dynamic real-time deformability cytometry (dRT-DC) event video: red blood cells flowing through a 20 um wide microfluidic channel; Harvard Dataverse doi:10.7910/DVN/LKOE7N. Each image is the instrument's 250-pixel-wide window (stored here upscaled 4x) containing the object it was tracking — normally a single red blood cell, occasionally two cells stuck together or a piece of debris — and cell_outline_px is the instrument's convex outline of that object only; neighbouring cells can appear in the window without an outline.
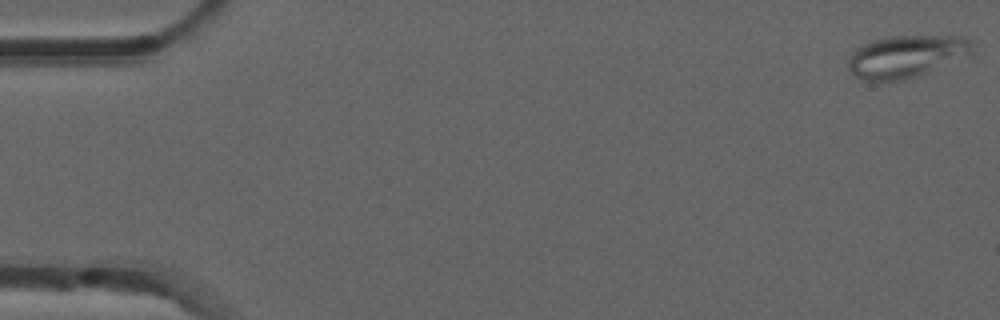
{"species": "common noctule bat (a hibernating species)", "species_latin": "Nyctalus noctula", "temperature_condition": "room temperature", "stored_images_in_passage": 46, "camera_frame_rate_fps": 3000, "um_per_image_px": 0.085, "animal": {"sex": "male", "forearm_length_mm": 52.5}, "frame": {"image": 1, "passage_image": 1, "time_ms": 0.0, "image_size_px": [1000, 320], "cell_outline_px": [[972, 56], [928, 72], [904, 80], [864, 80], [856, 76], [848, 68], [848, 60], [852, 52], [860, 44], [888, 36], [964, 36], [972, 40]], "centroid_in_image_um": [77.08, 4.78], "position_along_channel_um": 7.9, "area_um2": 30.87}}
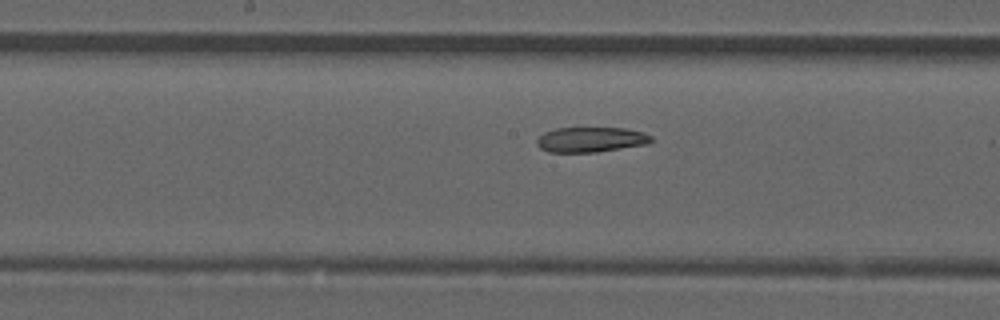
{"frame": {"image": 2, "passage_image": 27, "time_ms": 8.667, "image_size_px": [1000, 320], "cell_outline_px": [[652, 140], [648, 144], [596, 152], [548, 152], [540, 148], [536, 144], [536, 140], [544, 132], [556, 128], [624, 128], [644, 132], [652, 136]], "centroid_in_image_um": [50.22, 11.86], "position_along_channel_um": 198.0, "area_um2": 16.76}}
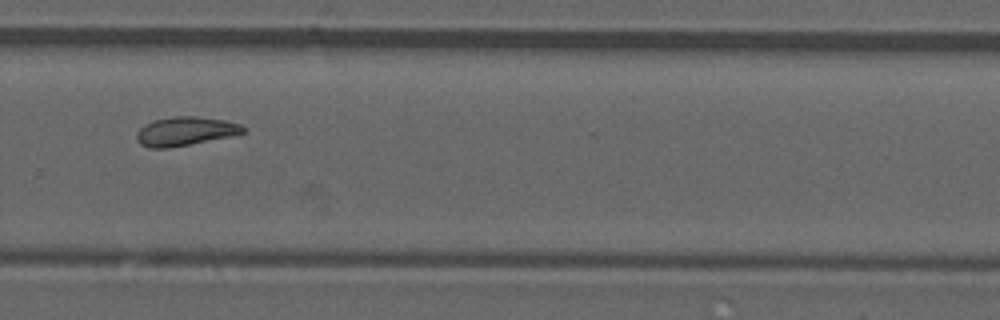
{"frame": {"image": 3, "passage_image": 36, "time_ms": 11.667, "image_size_px": [1000, 320], "cell_outline_px": [[244, 132], [228, 136], [168, 148], [148, 148], [140, 144], [136, 140], [136, 132], [144, 124], [152, 120], [176, 116], [196, 116], [224, 120], [240, 124], [244, 128]], "centroid_in_image_um": [15.66, 11.15], "position_along_channel_um": 314.1, "area_um2": 17.69}, "authors_computed_cell_mechanics": {"area_um2": 18.6694, "velocity_mm_per_s": 3.8902, "shape_relaxation_time_tau1_ms": null, "shape_relaxation_time_tau2_ms": 6.0664, "deformation_change_tau1": null, "deformation_change_tau2": 0.1204}}